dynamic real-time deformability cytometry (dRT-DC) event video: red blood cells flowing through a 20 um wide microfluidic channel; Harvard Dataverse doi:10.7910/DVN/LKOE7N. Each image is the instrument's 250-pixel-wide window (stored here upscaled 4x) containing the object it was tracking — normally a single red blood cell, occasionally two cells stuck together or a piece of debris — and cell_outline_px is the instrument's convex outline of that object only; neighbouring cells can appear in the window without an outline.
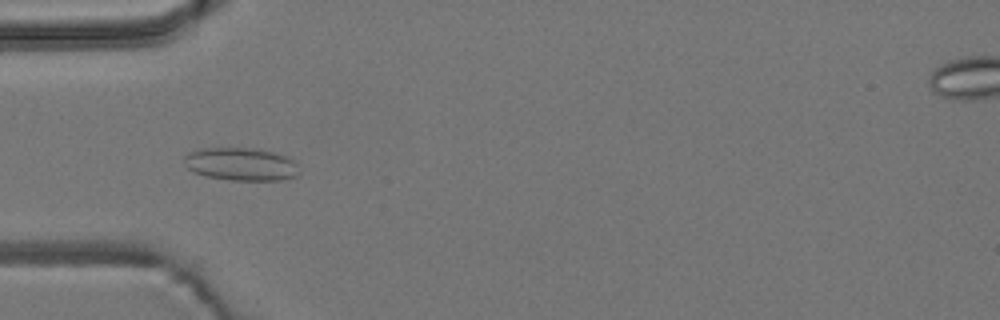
{"species": "common noctule bat (a hibernating species)", "species_latin": "Nyctalus noctula", "temperature_condition": "room temperature", "stored_images_in_passage": 54, "camera_frame_rate_fps": 3000, "um_per_image_px": 0.085, "animal": {"sex": "male", "body_mass_g": 19.2, "forearm_length_mm": 51.8}, "frame": {"image": 1, "passage_image": 17, "time_ms": 5.333, "image_size_px": [1000, 320], "cell_outline_px": [[300, 172], [296, 176], [280, 180], [232, 180], [204, 176], [192, 172], [184, 164], [184, 156], [188, 152], [200, 148], [260, 148], [288, 156], [296, 164]], "centroid_in_image_um": [20.47, 13.94], "position_along_channel_um": 64.5, "area_um2": 22.37}}
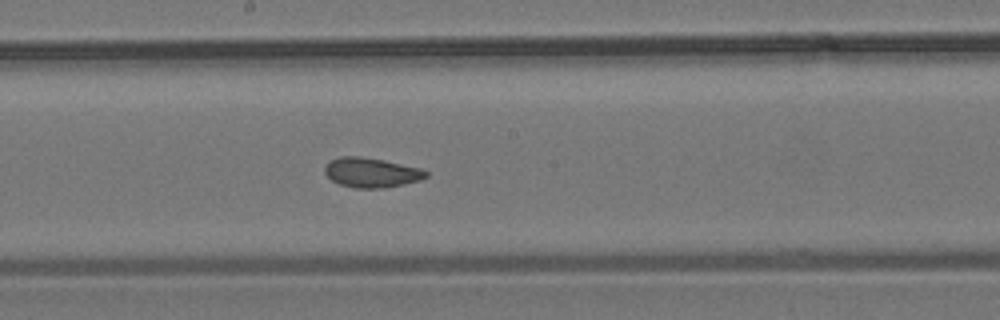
{"frame": {"image": 2, "passage_image": 29, "time_ms": 9.333, "image_size_px": [1000, 320], "cell_outline_px": [[428, 176], [420, 180], [404, 184], [384, 188], [356, 188], [340, 184], [332, 180], [324, 172], [324, 168], [332, 160], [340, 156], [360, 156], [384, 160], [420, 168], [428, 172]], "centroid_in_image_um": [31.58, 14.67], "position_along_channel_um": 216.6, "area_um2": 17.4}}
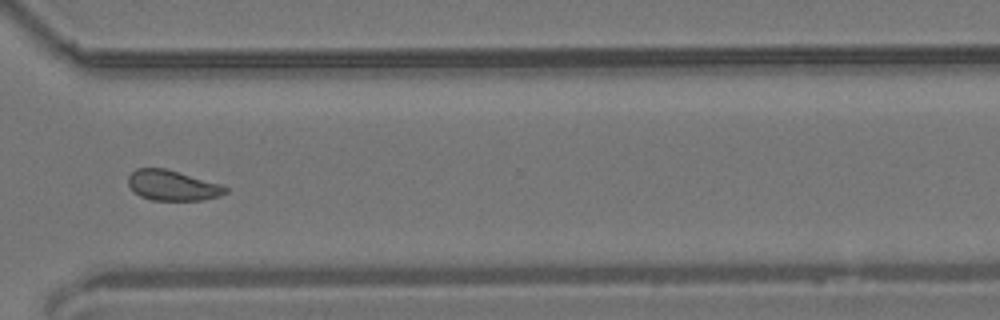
{"frame": {"image": 3, "passage_image": 40, "time_ms": 13.0, "image_size_px": [1000, 320], "cell_outline_px": [[228, 192], [220, 196], [204, 200], [152, 200], [140, 196], [128, 184], [128, 176], [136, 168], [164, 168], [220, 184], [228, 188]], "centroid_in_image_um": [14.67, 15.77], "position_along_channel_um": 355.9, "area_um2": 16.99}, "authors_computed_cell_mechanics": {"area_um2": 17.8313, "velocity_mm_per_s": 3.8145, "shape_relaxation_time_tau1_ms": null, "shape_relaxation_time_tau2_ms": 1.1045, "deformation_change_tau1": null, "deformation_change_tau2": 0.056}}